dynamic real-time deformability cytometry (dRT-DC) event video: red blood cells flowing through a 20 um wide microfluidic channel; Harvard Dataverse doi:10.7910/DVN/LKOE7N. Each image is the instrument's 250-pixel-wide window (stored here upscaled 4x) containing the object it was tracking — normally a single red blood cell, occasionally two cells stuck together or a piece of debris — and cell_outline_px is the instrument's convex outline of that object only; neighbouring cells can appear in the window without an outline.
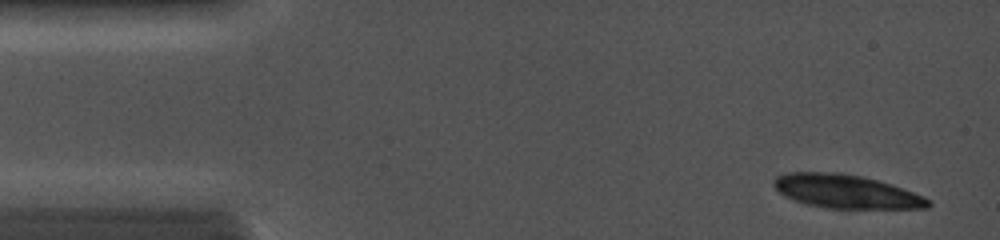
{"species": "common noctule bat (a hibernating species)", "species_latin": "Nyctalus noctula", "temperature_condition": "cold", "stored_images_in_passage": 6, "camera_frame_rate_fps": 5000, "um_per_image_px": 0.085, "animal": {"sex": "female", "body_mass_g": 19.0, "forearm_length_mm": 56.7}, "frame": {"image": 1, "passage_image": 2, "time_ms": 0.6, "image_size_px": [1000, 240], "cell_outline_px": [[932, 204], [928, 208], [828, 208], [804, 204], [784, 196], [772, 184], [776, 176], [788, 172], [832, 172], [860, 176], [892, 184], [924, 196]], "centroid_in_image_um": [71.89, 16.28], "position_along_channel_um": 13.1, "area_um2": 30.06}}